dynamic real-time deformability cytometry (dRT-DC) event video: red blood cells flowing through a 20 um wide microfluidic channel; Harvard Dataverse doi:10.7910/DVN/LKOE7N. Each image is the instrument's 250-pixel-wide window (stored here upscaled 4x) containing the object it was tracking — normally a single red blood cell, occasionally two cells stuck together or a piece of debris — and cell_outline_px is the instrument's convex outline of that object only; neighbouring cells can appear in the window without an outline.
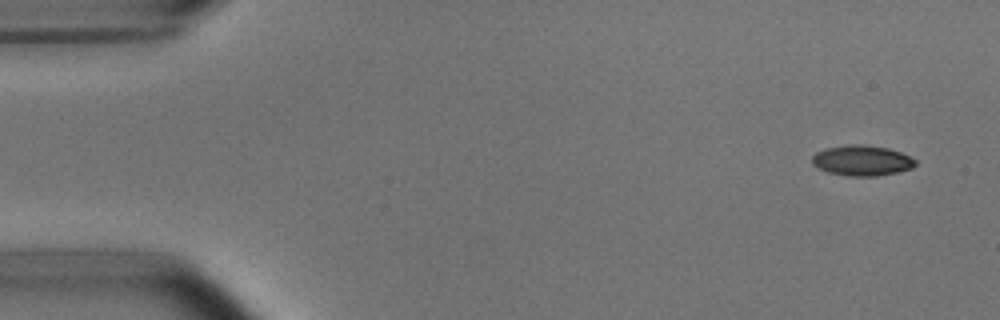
{"species": "common noctule bat (a hibernating species)", "species_latin": "Nyctalus noctula", "temperature_condition": "room temperature", "stored_images_in_passage": 6, "camera_frame_rate_fps": 3000, "um_per_image_px": 0.085, "animal": {"sex": "male", "body_mass_g": 15.6}, "frame": {"image": 1, "passage_image": 1, "time_ms": 0.0, "image_size_px": [1000, 320], "cell_outline_px": [[916, 164], [912, 168], [896, 172], [876, 176], [848, 176], [828, 172], [812, 164], [812, 156], [816, 152], [824, 148], [848, 144], [864, 144], [888, 148], [900, 152], [916, 160]], "centroid_in_image_um": [73.24, 13.63], "position_along_channel_um": 11.8, "area_um2": 18.32}}
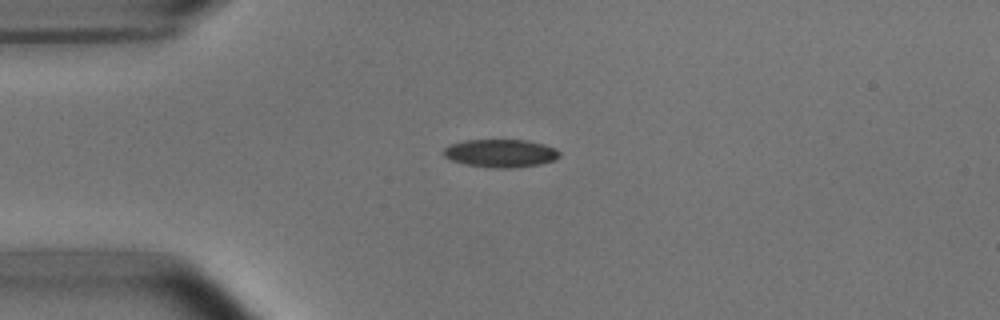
{"frame": {"image": 2, "passage_image": 4, "time_ms": 3.333, "image_size_px": [1000, 320], "cell_outline_px": [[560, 156], [556, 160], [540, 164], [512, 168], [492, 168], [464, 164], [452, 160], [444, 156], [444, 148], [448, 144], [464, 140], [528, 140], [544, 144], [556, 148], [560, 152]], "centroid_in_image_um": [42.57, 13.02], "position_along_channel_um": 42.4, "area_um2": 19.13}}